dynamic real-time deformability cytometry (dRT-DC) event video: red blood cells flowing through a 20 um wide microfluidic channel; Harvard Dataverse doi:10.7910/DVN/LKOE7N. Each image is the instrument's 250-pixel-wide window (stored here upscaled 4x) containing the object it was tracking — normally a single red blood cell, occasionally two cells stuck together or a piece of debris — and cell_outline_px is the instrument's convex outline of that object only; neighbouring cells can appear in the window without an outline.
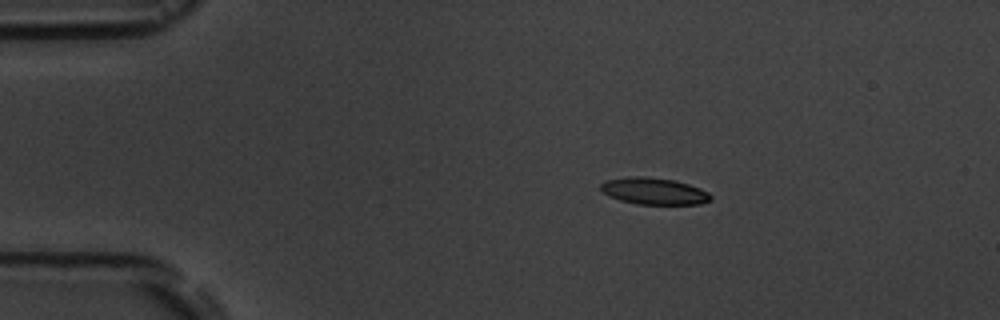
{"species": "common noctule bat (a hibernating species)", "species_latin": "Nyctalus noctula", "temperature_condition": "room temperature", "stored_images_in_passage": 6, "camera_frame_rate_fps": 3000, "um_per_image_px": 0.085, "animal": {"sex": "male", "body_mass_g": 19.5, "forearm_length_mm": 54.6}, "frame": {"image": 1, "passage_image": 3, "time_ms": 3.0, "image_size_px": [1000, 320], "cell_outline_px": [[712, 200], [700, 204], [636, 204], [620, 200], [608, 196], [600, 188], [600, 184], [604, 180], [628, 176], [644, 176], [676, 180], [700, 188], [708, 192], [712, 196]], "centroid_in_image_um": [55.58, 16.24], "position_along_channel_um": 29.4, "area_um2": 17.34}}
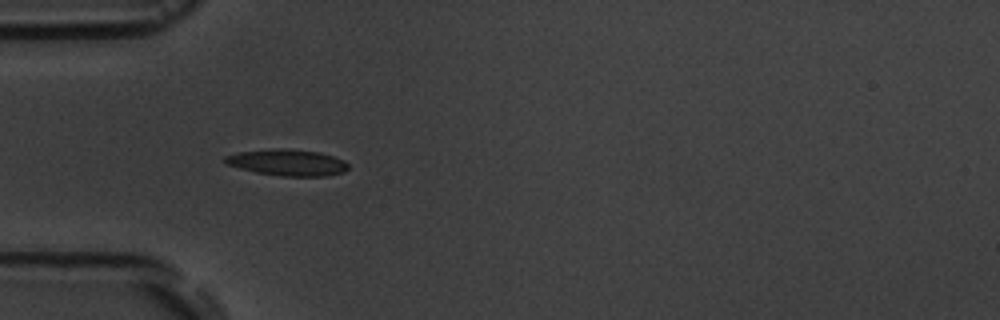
{"frame": {"image": 2, "passage_image": 5, "time_ms": 5.333, "image_size_px": [1000, 320], "cell_outline_px": [[348, 168], [344, 172], [324, 176], [280, 176], [256, 172], [240, 168], [228, 164], [224, 160], [224, 156], [240, 152], [276, 148], [284, 148], [320, 152], [344, 160], [348, 164]], "centroid_in_image_um": [24.46, 13.81], "position_along_channel_um": 60.5, "area_um2": 18.79}}
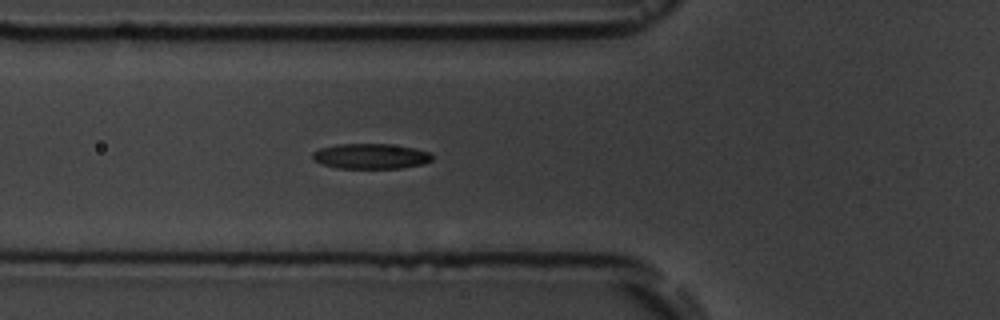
{"frame": {"image": 3, "passage_image": 6, "time_ms": 6.333, "image_size_px": [1000, 320], "cell_outline_px": [[432, 160], [424, 164], [400, 168], [336, 168], [312, 160], [312, 152], [320, 148], [336, 144], [388, 144], [416, 148], [432, 152]], "centroid_in_image_um": [31.53, 13.27], "position_along_channel_um": 94.3, "area_um2": 17.74}}